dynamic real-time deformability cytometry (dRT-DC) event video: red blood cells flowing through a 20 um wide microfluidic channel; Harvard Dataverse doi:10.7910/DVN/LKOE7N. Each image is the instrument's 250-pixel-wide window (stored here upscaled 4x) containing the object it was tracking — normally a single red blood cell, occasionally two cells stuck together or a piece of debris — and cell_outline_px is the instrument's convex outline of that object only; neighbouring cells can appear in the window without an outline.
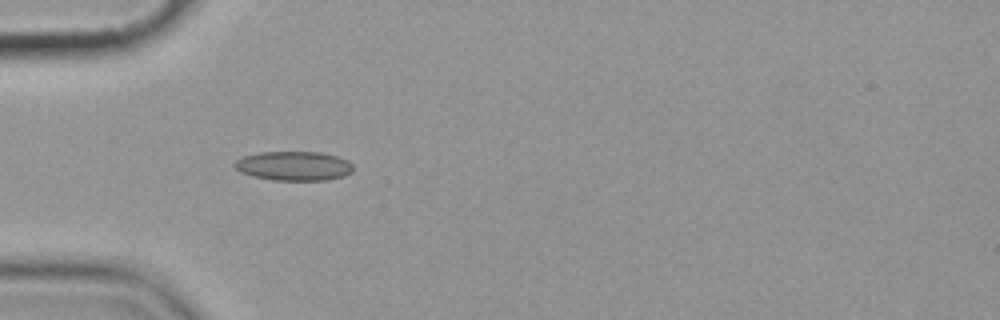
{"species": "common noctule bat (a hibernating species)", "species_latin": "Nyctalus noctula", "temperature_condition": "cold", "stored_images_in_passage": 6, "camera_frame_rate_fps": 3000, "um_per_image_px": 0.085, "animal": {"sex": "female", "body_mass_g": 19.9}, "frame": {"image": 1, "passage_image": 5, "time_ms": 4.667, "image_size_px": [1000, 320], "cell_outline_px": [[352, 172], [344, 176], [328, 180], [272, 180], [252, 176], [240, 172], [232, 164], [236, 160], [244, 156], [260, 152], [320, 152], [336, 156], [348, 160], [352, 164]], "centroid_in_image_um": [24.97, 14.11], "position_along_channel_um": 60.0, "area_um2": 20.29}}
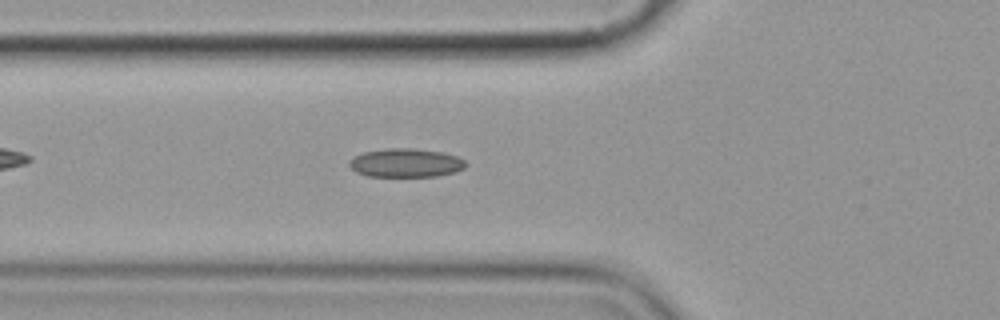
{"frame": {"image": 2, "passage_image": 6, "time_ms": 5.667, "image_size_px": [1000, 320], "cell_outline_px": [[468, 164], [464, 168], [456, 172], [436, 176], [368, 176], [356, 172], [348, 164], [348, 160], [352, 156], [364, 152], [384, 148], [412, 148], [440, 152], [456, 156], [464, 160]], "centroid_in_image_um": [34.46, 13.84], "position_along_channel_um": 91.3, "area_um2": 19.54}}